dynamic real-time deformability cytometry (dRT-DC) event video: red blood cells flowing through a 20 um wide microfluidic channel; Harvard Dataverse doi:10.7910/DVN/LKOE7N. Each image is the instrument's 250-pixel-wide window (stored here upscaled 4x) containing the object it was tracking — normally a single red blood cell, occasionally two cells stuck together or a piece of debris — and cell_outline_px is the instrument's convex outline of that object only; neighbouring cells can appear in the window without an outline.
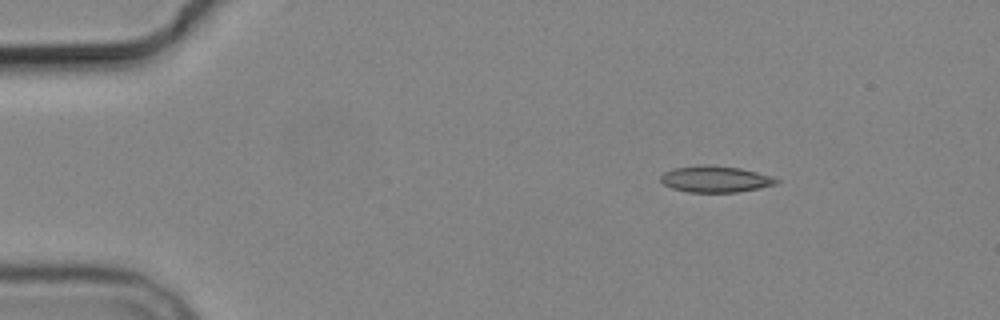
{"species": "common noctule bat (a hibernating species)", "species_latin": "Nyctalus noctula", "temperature_condition": "cold", "stored_images_in_passage": 7, "camera_frame_rate_fps": 3000, "um_per_image_px": 0.085, "animal": {"sex": "male", "body_mass_g": 19.2, "forearm_length_mm": 51.8}, "frame": {"image": 1, "passage_image": 3, "time_ms": 2.667, "image_size_px": [1000, 320], "cell_outline_px": [[780, 180], [776, 184], [760, 188], [736, 192], [688, 192], [672, 188], [664, 184], [660, 180], [660, 176], [664, 172], [672, 168], [708, 164], [740, 168], [772, 176]], "centroid_in_image_um": [60.8, 15.22], "position_along_channel_um": 24.2, "area_um2": 17.8}}
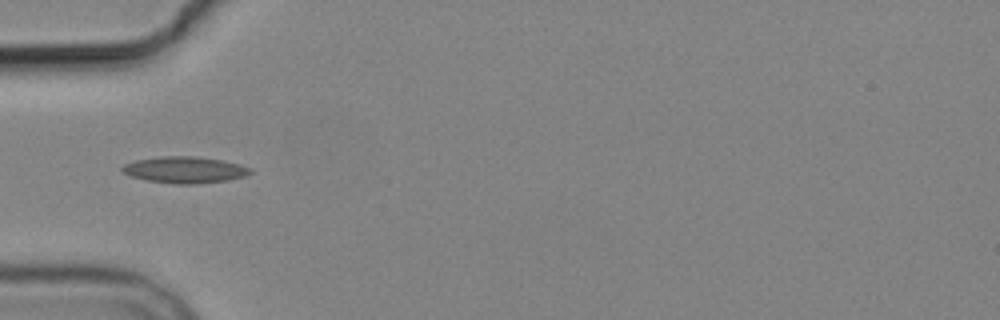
{"frame": {"image": 2, "passage_image": 6, "time_ms": 6.0, "image_size_px": [1000, 320], "cell_outline_px": [[252, 172], [244, 176], [228, 180], [196, 184], [176, 184], [148, 180], [132, 176], [124, 172], [120, 168], [124, 164], [136, 160], [160, 156], [196, 156], [224, 160], [240, 164], [252, 168]], "centroid_in_image_um": [15.74, 14.42], "position_along_channel_um": 69.3, "area_um2": 19.77}}
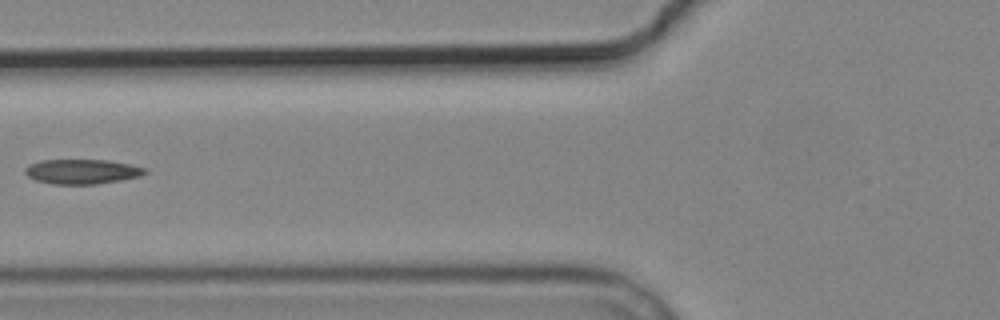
{"frame": {"image": 3, "passage_image": 7, "time_ms": 7.333, "image_size_px": [1000, 320], "cell_outline_px": [[148, 172], [140, 176], [120, 180], [96, 184], [52, 184], [36, 180], [28, 176], [24, 172], [24, 168], [28, 164], [40, 160], [108, 160], [132, 164], [148, 168]], "centroid_in_image_um": [6.99, 14.57], "position_along_channel_um": 118.8, "area_um2": 17.46}}